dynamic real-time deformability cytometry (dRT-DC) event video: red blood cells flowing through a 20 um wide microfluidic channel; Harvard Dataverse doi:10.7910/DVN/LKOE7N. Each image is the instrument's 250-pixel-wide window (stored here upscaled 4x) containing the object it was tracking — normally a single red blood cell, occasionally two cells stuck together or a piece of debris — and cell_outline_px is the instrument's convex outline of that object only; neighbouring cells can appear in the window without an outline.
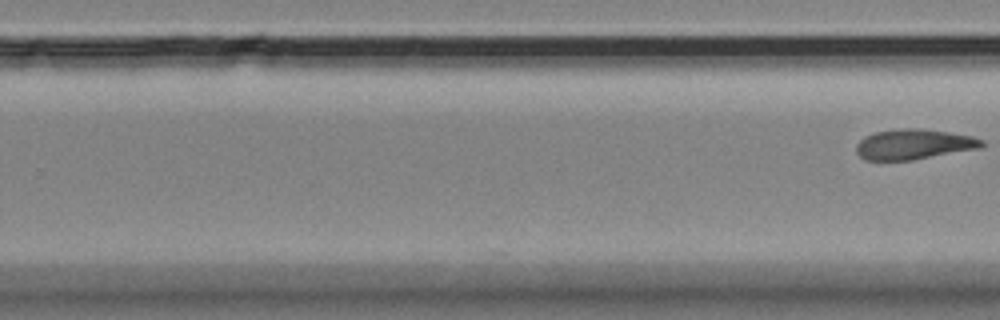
{"species": "Egyptian fruit bat (a non-hibernating species)", "species_latin": "Rousettus aegyptiacus", "temperature_condition": "room temperature", "stored_images_in_passage": 11, "camera_frame_rate_fps": 3000, "um_per_image_px": 0.085, "animal": {"sex": "female"}, "frame": {"image": 1, "passage_image": 11, "time_ms": 12.667, "image_size_px": [1000, 320], "cell_outline_px": [[984, 144], [980, 148], [912, 160], [864, 160], [856, 152], [856, 144], [864, 136], [876, 132], [900, 128], [920, 128], [948, 132], [972, 136], [984, 140]], "centroid_in_image_um": [77.66, 12.26], "position_along_channel_um": 252.1, "area_um2": 22.14}}